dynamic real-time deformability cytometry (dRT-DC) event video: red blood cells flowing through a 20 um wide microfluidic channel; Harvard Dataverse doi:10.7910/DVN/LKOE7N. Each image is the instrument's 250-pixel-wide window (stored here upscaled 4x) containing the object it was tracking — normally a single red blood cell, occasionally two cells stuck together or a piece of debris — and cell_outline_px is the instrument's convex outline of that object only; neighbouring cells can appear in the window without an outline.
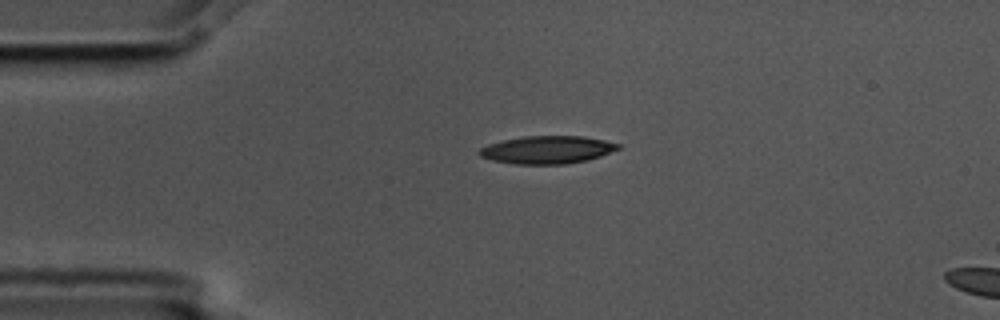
{"species": "common noctule bat (a hibernating species)", "species_latin": "Nyctalus noctula", "temperature_condition": "cold", "stored_images_in_passage": 2, "camera_frame_rate_fps": 3000, "um_per_image_px": 0.085, "animal": {"sex": "male", "body_mass_g": 17.5, "forearm_length_mm": 52.3}, "frame": {"image": 1, "passage_image": 1, "time_ms": 0.0, "image_size_px": [1000, 320], "cell_outline_px": [[624, 148], [588, 160], [564, 164], [516, 164], [492, 160], [480, 156], [476, 152], [480, 148], [488, 144], [504, 140], [524, 136], [584, 136], [604, 140], [620, 144]], "centroid_in_image_um": [46.54, 12.73], "position_along_channel_um": 38.5, "area_um2": 22.6}}